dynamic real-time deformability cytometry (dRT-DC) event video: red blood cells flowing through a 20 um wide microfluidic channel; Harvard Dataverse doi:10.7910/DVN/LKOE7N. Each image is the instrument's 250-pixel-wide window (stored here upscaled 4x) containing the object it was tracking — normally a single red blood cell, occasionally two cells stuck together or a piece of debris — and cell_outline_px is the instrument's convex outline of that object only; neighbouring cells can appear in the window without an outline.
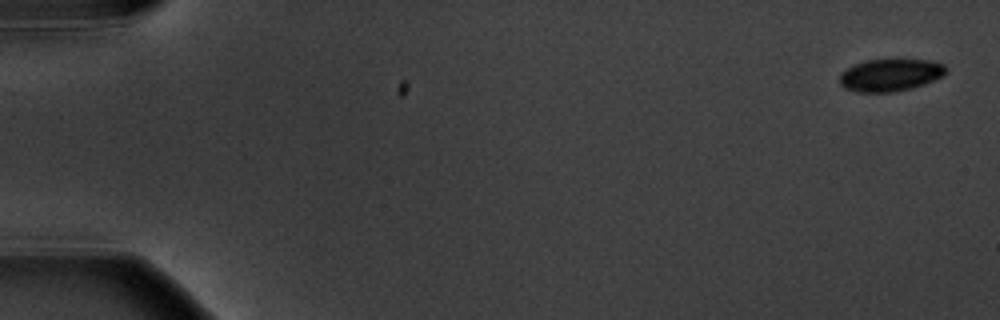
{"species": "common noctule bat (a hibernating species)", "species_latin": "Nyctalus noctula", "temperature_condition": "warm", "stored_images_in_passage": 7, "camera_frame_rate_fps": 3000, "um_per_image_px": 0.085, "animal": {"sex": "male", "body_mass_g": 20.1, "forearm_length_mm": 53.5}, "frame": {"image": 1, "passage_image": 1, "time_ms": 0.0, "image_size_px": [1000, 320], "cell_outline_px": [[948, 72], [944, 76], [924, 84], [912, 88], [896, 92], [856, 92], [844, 88], [840, 84], [840, 72], [856, 64], [868, 60], [932, 60], [944, 64], [948, 68]], "centroid_in_image_um": [75.72, 6.39], "position_along_channel_um": 9.3, "area_um2": 20.17}}
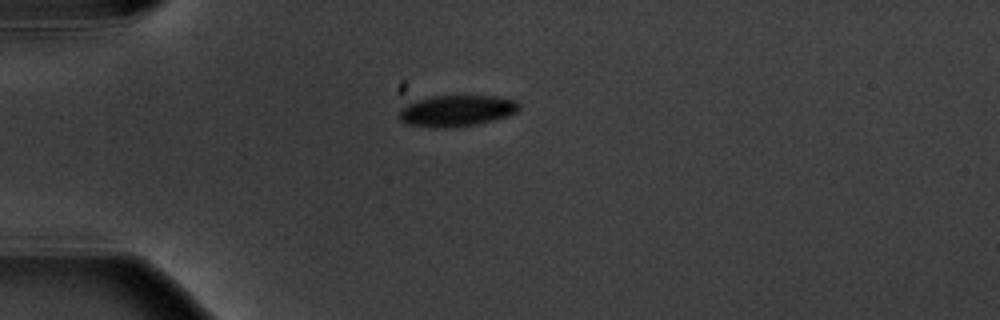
{"frame": {"image": 2, "passage_image": 5, "time_ms": 4.667, "image_size_px": [1000, 320], "cell_outline_px": [[520, 108], [516, 112], [492, 120], [476, 124], [444, 128], [436, 128], [408, 124], [400, 120], [400, 108], [416, 100], [432, 96], [496, 96], [516, 100], [520, 104]], "centroid_in_image_um": [38.81, 9.4], "position_along_channel_um": 46.2, "area_um2": 21.62}}